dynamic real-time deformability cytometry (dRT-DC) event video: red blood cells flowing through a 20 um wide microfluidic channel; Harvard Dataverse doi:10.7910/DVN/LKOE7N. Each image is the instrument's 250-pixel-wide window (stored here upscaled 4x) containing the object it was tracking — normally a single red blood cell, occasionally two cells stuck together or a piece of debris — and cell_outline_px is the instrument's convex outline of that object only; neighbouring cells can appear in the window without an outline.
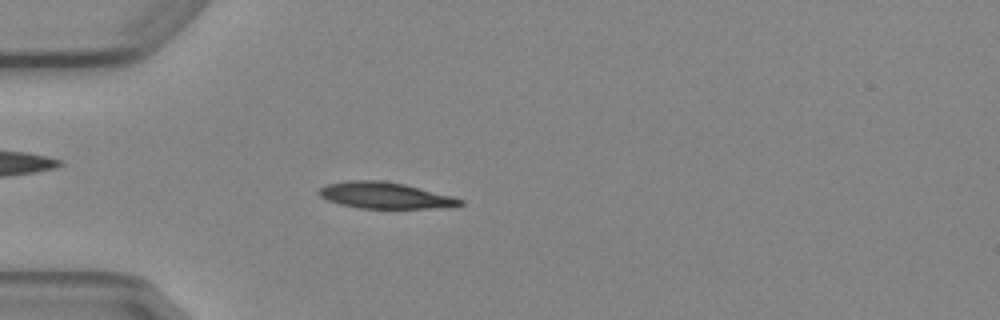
{"species": "Egyptian fruit bat (a non-hibernating species)", "species_latin": "Rousettus aegyptiacus", "temperature_condition": "cold", "stored_images_in_passage": 5, "camera_frame_rate_fps": 3000, "um_per_image_px": 0.085, "animal": {"sex": "female"}, "frame": {"image": 1, "passage_image": 5, "time_ms": 4.667, "image_size_px": [1000, 320], "cell_outline_px": [[464, 204], [428, 208], [356, 208], [340, 204], [328, 200], [320, 196], [316, 192], [320, 188], [328, 184], [348, 180], [380, 180], [404, 184], [452, 196], [464, 200]], "centroid_in_image_um": [32.66, 16.6], "position_along_channel_um": 52.3, "area_um2": 21.39}}